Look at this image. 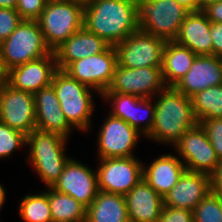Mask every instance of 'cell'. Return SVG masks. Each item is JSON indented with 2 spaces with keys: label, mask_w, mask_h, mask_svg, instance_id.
<instances>
[{
  "label": "cell",
  "mask_w": 222,
  "mask_h": 222,
  "mask_svg": "<svg viewBox=\"0 0 222 222\" xmlns=\"http://www.w3.org/2000/svg\"><path fill=\"white\" fill-rule=\"evenodd\" d=\"M0 122L27 136L36 128L34 94L0 81Z\"/></svg>",
  "instance_id": "obj_13"
},
{
  "label": "cell",
  "mask_w": 222,
  "mask_h": 222,
  "mask_svg": "<svg viewBox=\"0 0 222 222\" xmlns=\"http://www.w3.org/2000/svg\"><path fill=\"white\" fill-rule=\"evenodd\" d=\"M197 55L174 40L166 41L163 50L162 75L167 87H174L189 71Z\"/></svg>",
  "instance_id": "obj_25"
},
{
  "label": "cell",
  "mask_w": 222,
  "mask_h": 222,
  "mask_svg": "<svg viewBox=\"0 0 222 222\" xmlns=\"http://www.w3.org/2000/svg\"><path fill=\"white\" fill-rule=\"evenodd\" d=\"M109 44L84 26L54 50L57 67L65 70L72 62L103 52Z\"/></svg>",
  "instance_id": "obj_22"
},
{
  "label": "cell",
  "mask_w": 222,
  "mask_h": 222,
  "mask_svg": "<svg viewBox=\"0 0 222 222\" xmlns=\"http://www.w3.org/2000/svg\"><path fill=\"white\" fill-rule=\"evenodd\" d=\"M52 86L68 123L74 129L88 132L91 128V116L95 110L92 95L95 90L59 69L53 76Z\"/></svg>",
  "instance_id": "obj_4"
},
{
  "label": "cell",
  "mask_w": 222,
  "mask_h": 222,
  "mask_svg": "<svg viewBox=\"0 0 222 222\" xmlns=\"http://www.w3.org/2000/svg\"><path fill=\"white\" fill-rule=\"evenodd\" d=\"M139 30L173 41L189 11L175 0H136Z\"/></svg>",
  "instance_id": "obj_7"
},
{
  "label": "cell",
  "mask_w": 222,
  "mask_h": 222,
  "mask_svg": "<svg viewBox=\"0 0 222 222\" xmlns=\"http://www.w3.org/2000/svg\"><path fill=\"white\" fill-rule=\"evenodd\" d=\"M3 80H4V73L2 72L1 67H0V81H3Z\"/></svg>",
  "instance_id": "obj_43"
},
{
  "label": "cell",
  "mask_w": 222,
  "mask_h": 222,
  "mask_svg": "<svg viewBox=\"0 0 222 222\" xmlns=\"http://www.w3.org/2000/svg\"><path fill=\"white\" fill-rule=\"evenodd\" d=\"M220 84H222V57L197 55L189 71L174 88L191 98L197 92Z\"/></svg>",
  "instance_id": "obj_18"
},
{
  "label": "cell",
  "mask_w": 222,
  "mask_h": 222,
  "mask_svg": "<svg viewBox=\"0 0 222 222\" xmlns=\"http://www.w3.org/2000/svg\"><path fill=\"white\" fill-rule=\"evenodd\" d=\"M191 99L198 122L222 118V84L197 92Z\"/></svg>",
  "instance_id": "obj_28"
},
{
  "label": "cell",
  "mask_w": 222,
  "mask_h": 222,
  "mask_svg": "<svg viewBox=\"0 0 222 222\" xmlns=\"http://www.w3.org/2000/svg\"><path fill=\"white\" fill-rule=\"evenodd\" d=\"M36 128L70 137L73 127L68 123L51 85L34 93Z\"/></svg>",
  "instance_id": "obj_20"
},
{
  "label": "cell",
  "mask_w": 222,
  "mask_h": 222,
  "mask_svg": "<svg viewBox=\"0 0 222 222\" xmlns=\"http://www.w3.org/2000/svg\"><path fill=\"white\" fill-rule=\"evenodd\" d=\"M17 0H0V8L16 9Z\"/></svg>",
  "instance_id": "obj_40"
},
{
  "label": "cell",
  "mask_w": 222,
  "mask_h": 222,
  "mask_svg": "<svg viewBox=\"0 0 222 222\" xmlns=\"http://www.w3.org/2000/svg\"><path fill=\"white\" fill-rule=\"evenodd\" d=\"M52 188L72 196L87 208L99 191L96 170L71 157Z\"/></svg>",
  "instance_id": "obj_16"
},
{
  "label": "cell",
  "mask_w": 222,
  "mask_h": 222,
  "mask_svg": "<svg viewBox=\"0 0 222 222\" xmlns=\"http://www.w3.org/2000/svg\"><path fill=\"white\" fill-rule=\"evenodd\" d=\"M202 11L210 22L222 23V0L209 4Z\"/></svg>",
  "instance_id": "obj_37"
},
{
  "label": "cell",
  "mask_w": 222,
  "mask_h": 222,
  "mask_svg": "<svg viewBox=\"0 0 222 222\" xmlns=\"http://www.w3.org/2000/svg\"><path fill=\"white\" fill-rule=\"evenodd\" d=\"M26 144L27 136L24 133L0 122V159L8 157Z\"/></svg>",
  "instance_id": "obj_31"
},
{
  "label": "cell",
  "mask_w": 222,
  "mask_h": 222,
  "mask_svg": "<svg viewBox=\"0 0 222 222\" xmlns=\"http://www.w3.org/2000/svg\"><path fill=\"white\" fill-rule=\"evenodd\" d=\"M76 1H79V2H82V3H87V2H89V1H91V0H76Z\"/></svg>",
  "instance_id": "obj_44"
},
{
  "label": "cell",
  "mask_w": 222,
  "mask_h": 222,
  "mask_svg": "<svg viewBox=\"0 0 222 222\" xmlns=\"http://www.w3.org/2000/svg\"><path fill=\"white\" fill-rule=\"evenodd\" d=\"M166 40L140 30L115 46L117 62L122 67H162Z\"/></svg>",
  "instance_id": "obj_9"
},
{
  "label": "cell",
  "mask_w": 222,
  "mask_h": 222,
  "mask_svg": "<svg viewBox=\"0 0 222 222\" xmlns=\"http://www.w3.org/2000/svg\"><path fill=\"white\" fill-rule=\"evenodd\" d=\"M193 222H222V196L210 191L193 210Z\"/></svg>",
  "instance_id": "obj_30"
},
{
  "label": "cell",
  "mask_w": 222,
  "mask_h": 222,
  "mask_svg": "<svg viewBox=\"0 0 222 222\" xmlns=\"http://www.w3.org/2000/svg\"><path fill=\"white\" fill-rule=\"evenodd\" d=\"M173 147L186 170L210 176L219 164L216 151L199 123L188 129Z\"/></svg>",
  "instance_id": "obj_11"
},
{
  "label": "cell",
  "mask_w": 222,
  "mask_h": 222,
  "mask_svg": "<svg viewBox=\"0 0 222 222\" xmlns=\"http://www.w3.org/2000/svg\"><path fill=\"white\" fill-rule=\"evenodd\" d=\"M166 87L162 67L127 68L117 63L112 83L104 92H119L143 98H154Z\"/></svg>",
  "instance_id": "obj_12"
},
{
  "label": "cell",
  "mask_w": 222,
  "mask_h": 222,
  "mask_svg": "<svg viewBox=\"0 0 222 222\" xmlns=\"http://www.w3.org/2000/svg\"><path fill=\"white\" fill-rule=\"evenodd\" d=\"M83 26L110 46L139 30L136 0H91L84 4Z\"/></svg>",
  "instance_id": "obj_1"
},
{
  "label": "cell",
  "mask_w": 222,
  "mask_h": 222,
  "mask_svg": "<svg viewBox=\"0 0 222 222\" xmlns=\"http://www.w3.org/2000/svg\"><path fill=\"white\" fill-rule=\"evenodd\" d=\"M130 222H157L164 200L143 178L124 196Z\"/></svg>",
  "instance_id": "obj_21"
},
{
  "label": "cell",
  "mask_w": 222,
  "mask_h": 222,
  "mask_svg": "<svg viewBox=\"0 0 222 222\" xmlns=\"http://www.w3.org/2000/svg\"><path fill=\"white\" fill-rule=\"evenodd\" d=\"M210 191L209 175L185 170L178 182L163 197L164 206L193 211Z\"/></svg>",
  "instance_id": "obj_19"
},
{
  "label": "cell",
  "mask_w": 222,
  "mask_h": 222,
  "mask_svg": "<svg viewBox=\"0 0 222 222\" xmlns=\"http://www.w3.org/2000/svg\"><path fill=\"white\" fill-rule=\"evenodd\" d=\"M18 212L24 222H53L45 190L39 194L25 195L20 200Z\"/></svg>",
  "instance_id": "obj_29"
},
{
  "label": "cell",
  "mask_w": 222,
  "mask_h": 222,
  "mask_svg": "<svg viewBox=\"0 0 222 222\" xmlns=\"http://www.w3.org/2000/svg\"><path fill=\"white\" fill-rule=\"evenodd\" d=\"M212 55L222 57V23L210 22Z\"/></svg>",
  "instance_id": "obj_36"
},
{
  "label": "cell",
  "mask_w": 222,
  "mask_h": 222,
  "mask_svg": "<svg viewBox=\"0 0 222 222\" xmlns=\"http://www.w3.org/2000/svg\"><path fill=\"white\" fill-rule=\"evenodd\" d=\"M68 138L56 133L46 132L35 128L27 135L29 157L27 161L35 173L47 186L53 187L58 181L70 157L65 154Z\"/></svg>",
  "instance_id": "obj_3"
},
{
  "label": "cell",
  "mask_w": 222,
  "mask_h": 222,
  "mask_svg": "<svg viewBox=\"0 0 222 222\" xmlns=\"http://www.w3.org/2000/svg\"><path fill=\"white\" fill-rule=\"evenodd\" d=\"M157 222H193V211L163 206Z\"/></svg>",
  "instance_id": "obj_35"
},
{
  "label": "cell",
  "mask_w": 222,
  "mask_h": 222,
  "mask_svg": "<svg viewBox=\"0 0 222 222\" xmlns=\"http://www.w3.org/2000/svg\"><path fill=\"white\" fill-rule=\"evenodd\" d=\"M37 20H22L11 35L0 43V67L5 74L10 69L49 55Z\"/></svg>",
  "instance_id": "obj_5"
},
{
  "label": "cell",
  "mask_w": 222,
  "mask_h": 222,
  "mask_svg": "<svg viewBox=\"0 0 222 222\" xmlns=\"http://www.w3.org/2000/svg\"><path fill=\"white\" fill-rule=\"evenodd\" d=\"M174 41L189 48L196 55H212L210 21L205 13L202 10L189 12Z\"/></svg>",
  "instance_id": "obj_23"
},
{
  "label": "cell",
  "mask_w": 222,
  "mask_h": 222,
  "mask_svg": "<svg viewBox=\"0 0 222 222\" xmlns=\"http://www.w3.org/2000/svg\"><path fill=\"white\" fill-rule=\"evenodd\" d=\"M117 63L116 48L109 45L99 54L72 62L64 71L100 96L110 87Z\"/></svg>",
  "instance_id": "obj_8"
},
{
  "label": "cell",
  "mask_w": 222,
  "mask_h": 222,
  "mask_svg": "<svg viewBox=\"0 0 222 222\" xmlns=\"http://www.w3.org/2000/svg\"><path fill=\"white\" fill-rule=\"evenodd\" d=\"M217 1H220V0H197L198 7L200 8V10H203L209 4L216 3Z\"/></svg>",
  "instance_id": "obj_41"
},
{
  "label": "cell",
  "mask_w": 222,
  "mask_h": 222,
  "mask_svg": "<svg viewBox=\"0 0 222 222\" xmlns=\"http://www.w3.org/2000/svg\"><path fill=\"white\" fill-rule=\"evenodd\" d=\"M57 70L55 53L52 51L49 55L10 69L4 74V81L16 90L34 94L52 84Z\"/></svg>",
  "instance_id": "obj_17"
},
{
  "label": "cell",
  "mask_w": 222,
  "mask_h": 222,
  "mask_svg": "<svg viewBox=\"0 0 222 222\" xmlns=\"http://www.w3.org/2000/svg\"><path fill=\"white\" fill-rule=\"evenodd\" d=\"M47 0H17L16 10L23 20H37Z\"/></svg>",
  "instance_id": "obj_34"
},
{
  "label": "cell",
  "mask_w": 222,
  "mask_h": 222,
  "mask_svg": "<svg viewBox=\"0 0 222 222\" xmlns=\"http://www.w3.org/2000/svg\"><path fill=\"white\" fill-rule=\"evenodd\" d=\"M84 3L76 0L47 2L37 19L46 45L54 51L83 27Z\"/></svg>",
  "instance_id": "obj_6"
},
{
  "label": "cell",
  "mask_w": 222,
  "mask_h": 222,
  "mask_svg": "<svg viewBox=\"0 0 222 222\" xmlns=\"http://www.w3.org/2000/svg\"><path fill=\"white\" fill-rule=\"evenodd\" d=\"M48 195L53 222H85L86 207L68 194L52 187L45 189Z\"/></svg>",
  "instance_id": "obj_27"
},
{
  "label": "cell",
  "mask_w": 222,
  "mask_h": 222,
  "mask_svg": "<svg viewBox=\"0 0 222 222\" xmlns=\"http://www.w3.org/2000/svg\"><path fill=\"white\" fill-rule=\"evenodd\" d=\"M52 1H64V0H47V2H52Z\"/></svg>",
  "instance_id": "obj_45"
},
{
  "label": "cell",
  "mask_w": 222,
  "mask_h": 222,
  "mask_svg": "<svg viewBox=\"0 0 222 222\" xmlns=\"http://www.w3.org/2000/svg\"><path fill=\"white\" fill-rule=\"evenodd\" d=\"M186 170L182 160L173 154L154 159L148 167L143 165V179L162 197L178 182Z\"/></svg>",
  "instance_id": "obj_24"
},
{
  "label": "cell",
  "mask_w": 222,
  "mask_h": 222,
  "mask_svg": "<svg viewBox=\"0 0 222 222\" xmlns=\"http://www.w3.org/2000/svg\"><path fill=\"white\" fill-rule=\"evenodd\" d=\"M5 199H6V190L2 186V184H0V210H1V208L3 207V205L5 203Z\"/></svg>",
  "instance_id": "obj_42"
},
{
  "label": "cell",
  "mask_w": 222,
  "mask_h": 222,
  "mask_svg": "<svg viewBox=\"0 0 222 222\" xmlns=\"http://www.w3.org/2000/svg\"><path fill=\"white\" fill-rule=\"evenodd\" d=\"M100 97L111 103L110 114L113 117L124 120L145 137L151 132L155 116L153 98L119 92H103ZM141 111L144 113L140 114Z\"/></svg>",
  "instance_id": "obj_15"
},
{
  "label": "cell",
  "mask_w": 222,
  "mask_h": 222,
  "mask_svg": "<svg viewBox=\"0 0 222 222\" xmlns=\"http://www.w3.org/2000/svg\"><path fill=\"white\" fill-rule=\"evenodd\" d=\"M98 189L125 196L142 178L143 163L134 157L99 159Z\"/></svg>",
  "instance_id": "obj_10"
},
{
  "label": "cell",
  "mask_w": 222,
  "mask_h": 222,
  "mask_svg": "<svg viewBox=\"0 0 222 222\" xmlns=\"http://www.w3.org/2000/svg\"><path fill=\"white\" fill-rule=\"evenodd\" d=\"M108 115L97 135L98 158L134 157L133 149L143 135L124 120Z\"/></svg>",
  "instance_id": "obj_14"
},
{
  "label": "cell",
  "mask_w": 222,
  "mask_h": 222,
  "mask_svg": "<svg viewBox=\"0 0 222 222\" xmlns=\"http://www.w3.org/2000/svg\"><path fill=\"white\" fill-rule=\"evenodd\" d=\"M22 20L16 9L0 8V43L11 35Z\"/></svg>",
  "instance_id": "obj_33"
},
{
  "label": "cell",
  "mask_w": 222,
  "mask_h": 222,
  "mask_svg": "<svg viewBox=\"0 0 222 222\" xmlns=\"http://www.w3.org/2000/svg\"><path fill=\"white\" fill-rule=\"evenodd\" d=\"M211 191L222 196V161L210 175Z\"/></svg>",
  "instance_id": "obj_38"
},
{
  "label": "cell",
  "mask_w": 222,
  "mask_h": 222,
  "mask_svg": "<svg viewBox=\"0 0 222 222\" xmlns=\"http://www.w3.org/2000/svg\"><path fill=\"white\" fill-rule=\"evenodd\" d=\"M85 222H130L125 197L99 190L94 201L86 208Z\"/></svg>",
  "instance_id": "obj_26"
},
{
  "label": "cell",
  "mask_w": 222,
  "mask_h": 222,
  "mask_svg": "<svg viewBox=\"0 0 222 222\" xmlns=\"http://www.w3.org/2000/svg\"><path fill=\"white\" fill-rule=\"evenodd\" d=\"M157 95L153 99L155 105L153 127L146 138L156 143L174 146L188 129L198 124L192 99L174 87H166Z\"/></svg>",
  "instance_id": "obj_2"
},
{
  "label": "cell",
  "mask_w": 222,
  "mask_h": 222,
  "mask_svg": "<svg viewBox=\"0 0 222 222\" xmlns=\"http://www.w3.org/2000/svg\"><path fill=\"white\" fill-rule=\"evenodd\" d=\"M175 1L179 3L181 6H183L185 9H187L189 12L200 11L197 0H175Z\"/></svg>",
  "instance_id": "obj_39"
},
{
  "label": "cell",
  "mask_w": 222,
  "mask_h": 222,
  "mask_svg": "<svg viewBox=\"0 0 222 222\" xmlns=\"http://www.w3.org/2000/svg\"><path fill=\"white\" fill-rule=\"evenodd\" d=\"M198 123L216 151L219 162L222 161V118L207 119Z\"/></svg>",
  "instance_id": "obj_32"
}]
</instances>
